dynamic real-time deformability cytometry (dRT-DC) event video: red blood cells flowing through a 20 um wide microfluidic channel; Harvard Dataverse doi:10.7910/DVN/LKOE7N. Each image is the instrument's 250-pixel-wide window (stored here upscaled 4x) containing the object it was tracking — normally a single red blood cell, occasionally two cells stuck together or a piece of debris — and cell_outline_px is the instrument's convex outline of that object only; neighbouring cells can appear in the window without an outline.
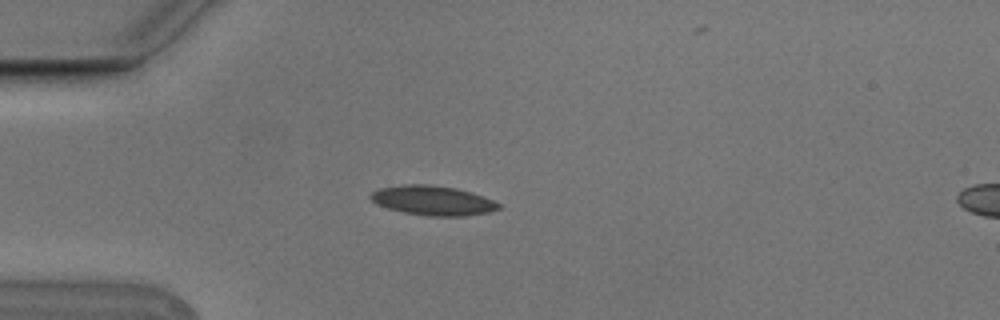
{"species": "Egyptian fruit bat (a non-hibernating species)", "species_latin": "Rousettus aegyptiacus", "temperature_condition": "cold", "stored_images_in_passage": 6, "camera_frame_rate_fps": 3000, "um_per_image_px": 0.085, "animal": {"sex": "male"}, "frame": {"image": 1, "passage_image": 3, "time_ms": 0.667, "image_size_px": [1000, 320], "cell_outline_px": [[500, 208], [488, 212], [464, 216], [428, 216], [404, 212], [388, 208], [376, 204], [368, 196], [372, 192], [380, 188], [404, 184], [428, 184], [456, 188], [472, 192], [492, 200], [500, 204]], "centroid_in_image_um": [36.77, 17.04], "position_along_channel_um": 48.2, "area_um2": 21.96}}
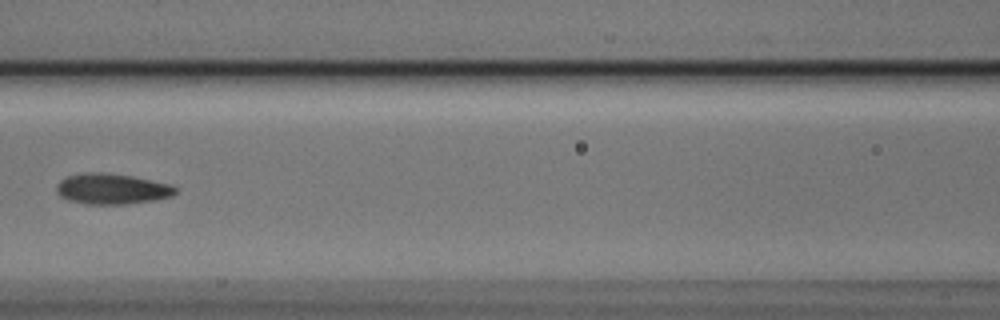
{"frame": {"image": 2, "passage_image": 6, "time_ms": 1.667, "image_size_px": [1000, 320], "cell_outline_px": [[176, 192], [172, 196], [152, 200], [124, 204], [88, 204], [68, 200], [60, 196], [56, 192], [56, 184], [60, 180], [68, 176], [84, 172], [100, 172], [132, 176], [172, 184], [176, 188]], "centroid_in_image_um": [9.49, 16.05], "position_along_channel_um": 157.1, "area_um2": 21.21}}